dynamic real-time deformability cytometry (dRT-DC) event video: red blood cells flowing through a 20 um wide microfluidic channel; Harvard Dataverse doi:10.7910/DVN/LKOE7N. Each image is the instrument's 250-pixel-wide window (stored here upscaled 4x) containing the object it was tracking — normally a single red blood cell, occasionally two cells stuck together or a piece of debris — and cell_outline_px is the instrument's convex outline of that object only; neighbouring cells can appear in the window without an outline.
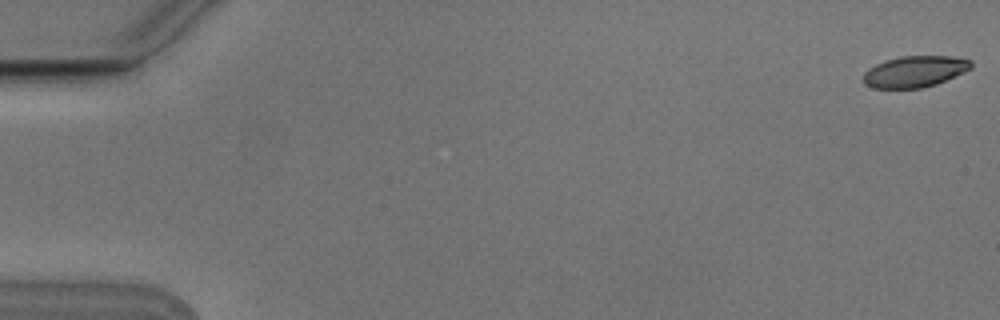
{"species": "Egyptian fruit bat (a non-hibernating species)", "species_latin": "Rousettus aegyptiacus", "temperature_condition": "cold", "stored_images_in_passage": 6, "camera_frame_rate_fps": 3000, "um_per_image_px": 0.085, "animal": {"sex": "male"}, "frame": {"image": 1, "passage_image": 1, "time_ms": 0.0, "image_size_px": [1000, 320], "cell_outline_px": [[972, 68], [964, 72], [936, 84], [920, 88], [872, 88], [864, 84], [864, 72], [868, 68], [876, 64], [900, 56], [952, 56], [972, 60]], "centroid_in_image_um": [77.76, 6.08], "position_along_channel_um": 7.2, "area_um2": 19.59}}
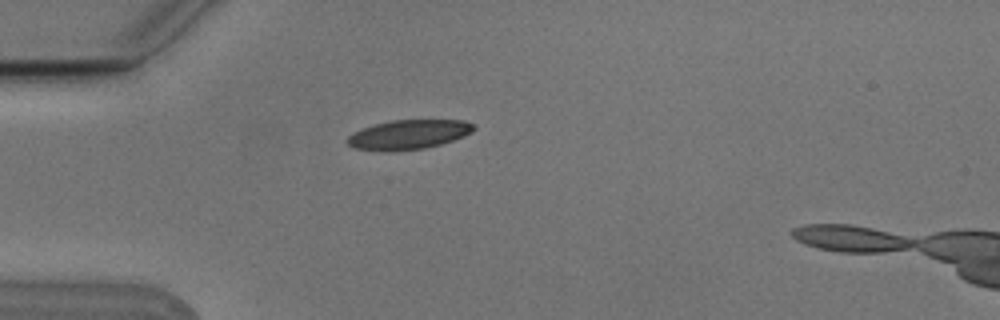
{"frame": {"image": 2, "passage_image": 5, "time_ms": 1.333, "image_size_px": [1000, 320], "cell_outline_px": [[476, 128], [472, 132], [464, 136], [440, 144], [424, 148], [356, 148], [348, 144], [348, 136], [364, 128], [376, 124], [392, 120], [464, 120], [472, 124]], "centroid_in_image_um": [34.84, 11.38], "position_along_channel_um": 50.2, "area_um2": 20.4}}